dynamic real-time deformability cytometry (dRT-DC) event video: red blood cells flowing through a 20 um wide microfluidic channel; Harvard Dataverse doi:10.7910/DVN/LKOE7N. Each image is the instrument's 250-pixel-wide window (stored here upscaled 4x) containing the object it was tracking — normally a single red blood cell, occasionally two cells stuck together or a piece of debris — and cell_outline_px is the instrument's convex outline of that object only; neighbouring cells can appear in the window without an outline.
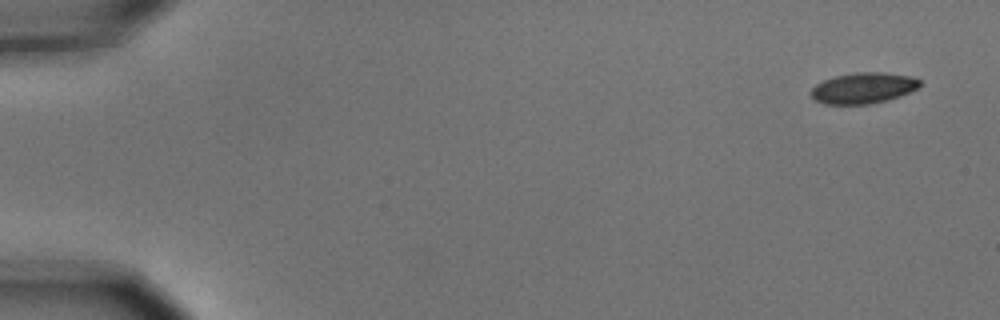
{"species": "common noctule bat (a hibernating species)", "species_latin": "Nyctalus noctula", "temperature_condition": "cold", "stored_images_in_passage": 4, "camera_frame_rate_fps": 3000, "um_per_image_px": 0.085, "animal": {"sex": "male", "body_mass_g": 15.6}, "frame": {"image": 1, "passage_image": 1, "time_ms": 0.0, "image_size_px": [1000, 320], "cell_outline_px": [[920, 88], [900, 96], [888, 100], [868, 104], [824, 104], [812, 100], [808, 92], [816, 84], [824, 80], [836, 76], [856, 72], [884, 72], [912, 76], [920, 80]], "centroid_in_image_um": [73.37, 7.49], "position_along_channel_um": 11.6, "area_um2": 19.88}}
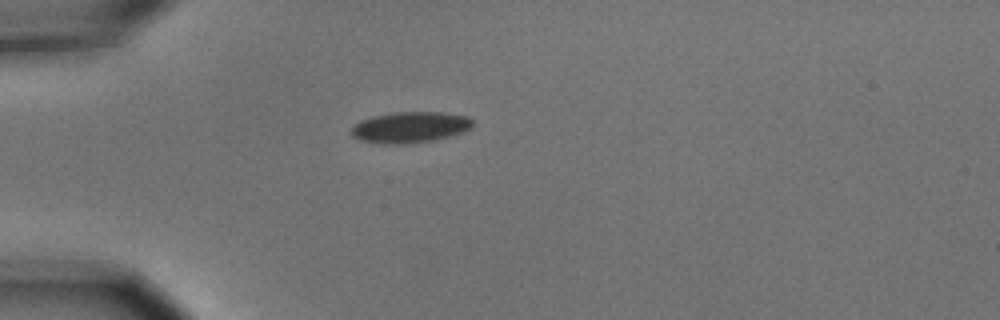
{"frame": {"image": 2, "passage_image": 4, "time_ms": 1.0, "image_size_px": [1000, 320], "cell_outline_px": [[472, 128], [448, 136], [432, 140], [404, 144], [384, 144], [360, 140], [352, 136], [352, 128], [360, 120], [392, 112], [444, 112], [468, 116], [472, 120]], "centroid_in_image_um": [34.86, 10.81], "position_along_channel_um": 50.1, "area_um2": 21.73}}